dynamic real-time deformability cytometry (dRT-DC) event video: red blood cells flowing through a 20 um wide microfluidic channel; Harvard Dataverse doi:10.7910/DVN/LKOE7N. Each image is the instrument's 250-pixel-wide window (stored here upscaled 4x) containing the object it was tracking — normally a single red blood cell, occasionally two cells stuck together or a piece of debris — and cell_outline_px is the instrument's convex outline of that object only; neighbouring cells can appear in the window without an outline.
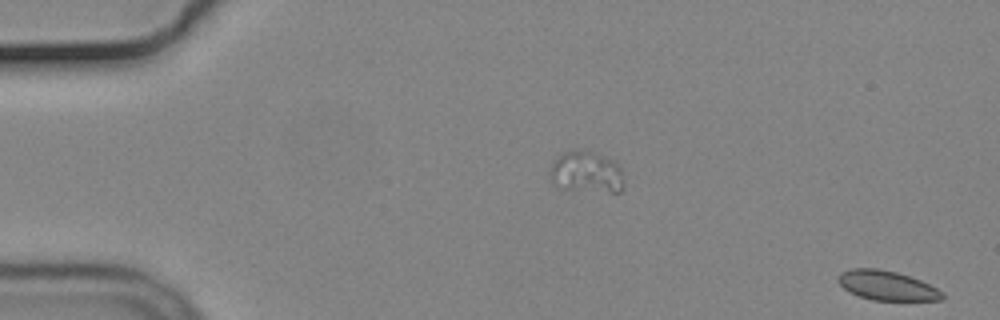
{"species": "common noctule bat (a hibernating species)", "species_latin": "Nyctalus noctula", "temperature_condition": "cold", "stored_images_in_passage": 4, "camera_frame_rate_fps": 3000, "um_per_image_px": 0.085, "animal": {"sex": "male", "body_mass_g": 19.2, "forearm_length_mm": 51.8}, "frame": {"image": 1, "passage_image": 1, "time_ms": 0.0, "image_size_px": [1000, 320], "cell_outline_px": [[944, 300], [872, 300], [848, 292], [836, 280], [836, 276], [840, 272], [852, 268], [880, 268], [896, 272], [920, 280], [944, 292]], "centroid_in_image_um": [75.35, 24.26], "position_along_channel_um": 9.6, "area_um2": 17.98}}
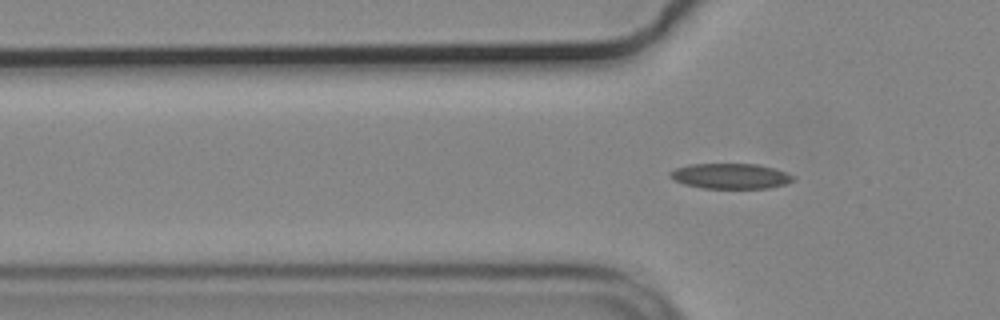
{"frame": {"image": 2, "passage_image": 4, "time_ms": 1.0, "image_size_px": [1000, 320], "cell_outline_px": [[792, 180], [784, 184], [768, 188], [704, 188], [684, 184], [668, 176], [668, 172], [676, 168], [688, 164], [756, 164], [772, 168], [784, 172], [792, 176]], "centroid_in_image_um": [62.01, 14.96], "position_along_channel_um": 63.8, "area_um2": 17.86}}